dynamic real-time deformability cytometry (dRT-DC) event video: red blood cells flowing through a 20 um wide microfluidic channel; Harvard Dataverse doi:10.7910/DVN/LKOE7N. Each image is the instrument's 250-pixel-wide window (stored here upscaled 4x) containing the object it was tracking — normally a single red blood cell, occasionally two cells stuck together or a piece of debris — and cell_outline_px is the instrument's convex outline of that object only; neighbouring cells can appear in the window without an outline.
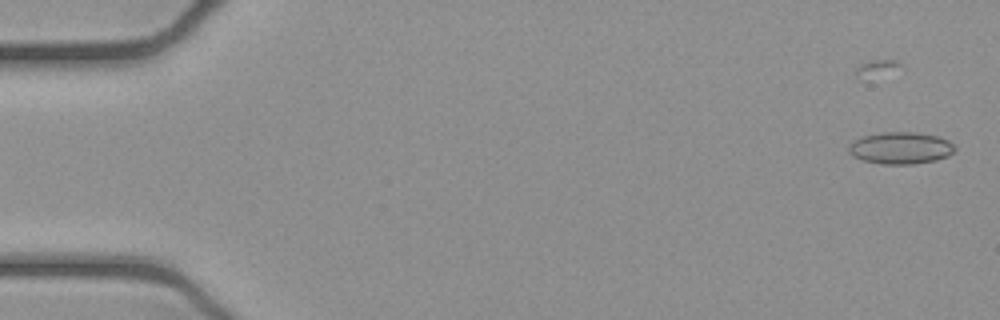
{"species": "common noctule bat (a hibernating species)", "species_latin": "Nyctalus noctula", "temperature_condition": "cold", "stored_images_in_passage": 53, "camera_frame_rate_fps": 3000, "um_per_image_px": 0.085, "animal": {"sex": "female", "body_mass_g": 21.9}, "frame": {"image": 1, "passage_image": 2, "time_ms": 0.333, "image_size_px": [1000, 320], "cell_outline_px": [[956, 148], [948, 156], [936, 160], [912, 164], [880, 164], [864, 160], [852, 156], [848, 152], [848, 144], [852, 140], [864, 136], [884, 132], [916, 132], [936, 136], [948, 140]], "centroid_in_image_um": [76.52, 12.58], "position_along_channel_um": 8.5, "area_um2": 19.77}}
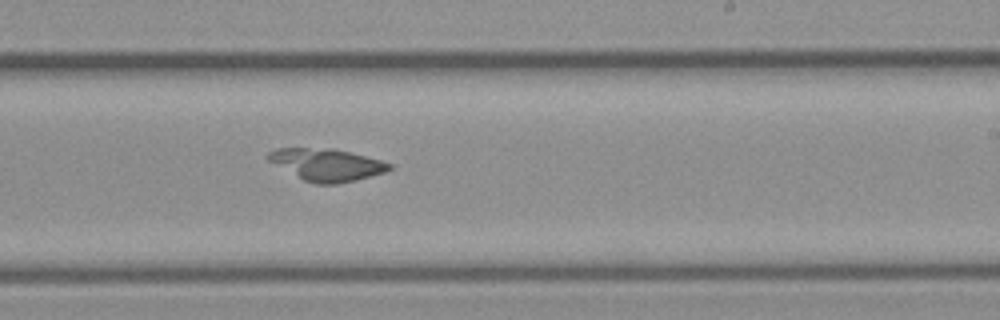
{"frame": {"image": 2, "passage_image": 32, "time_ms": 10.333, "image_size_px": [1000, 320], "cell_outline_px": [[392, 168], [384, 172], [356, 180], [336, 184], [316, 184], [304, 180], [268, 160], [264, 156], [268, 152], [276, 148], [332, 148], [380, 160], [392, 164]], "centroid_in_image_um": [27.74, 13.99], "position_along_channel_um": 261.3, "area_um2": 22.43}}
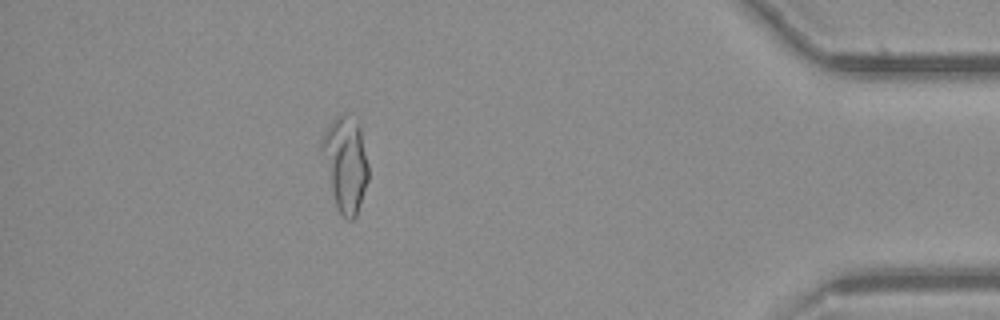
{"frame": {"image": 3, "passage_image": 47, "time_ms": 15.333, "image_size_px": [1000, 320], "cell_outline_px": [[368, 180], [356, 216], [352, 220], [348, 220], [336, 208], [320, 148], [320, 140], [328, 124], [340, 112], [348, 112], [360, 128], [368, 164]], "centroid_in_image_um": [29.35, 13.88], "position_along_channel_um": 405.9, "area_um2": 25.78}}